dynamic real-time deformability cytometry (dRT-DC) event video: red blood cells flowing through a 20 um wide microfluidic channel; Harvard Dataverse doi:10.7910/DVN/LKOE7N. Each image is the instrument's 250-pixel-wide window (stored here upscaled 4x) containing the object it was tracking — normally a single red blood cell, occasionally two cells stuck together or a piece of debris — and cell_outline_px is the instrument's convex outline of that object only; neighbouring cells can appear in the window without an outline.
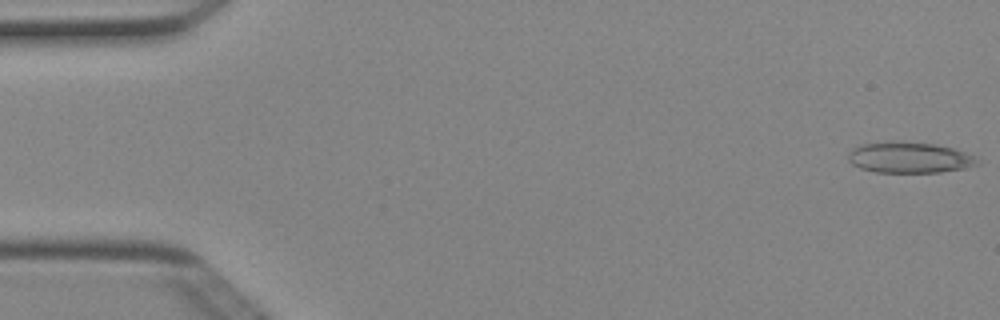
{"species": "Egyptian fruit bat (a non-hibernating species)", "species_latin": "Rousettus aegyptiacus", "temperature_condition": "cold", "stored_images_in_passage": 50, "camera_frame_rate_fps": 3000, "um_per_image_px": 0.085, "animal": {"sex": "female"}, "frame": {"image": 1, "passage_image": 1, "time_ms": 0.0, "image_size_px": [1000, 320], "cell_outline_px": [[980, 164], [964, 168], [940, 172], [876, 172], [860, 168], [852, 164], [848, 160], [848, 152], [852, 148], [860, 144], [888, 140], [900, 140], [936, 144], [952, 148], [976, 156], [980, 160]], "centroid_in_image_um": [77.28, 13.36], "position_along_channel_um": 7.7, "area_um2": 23.76}}
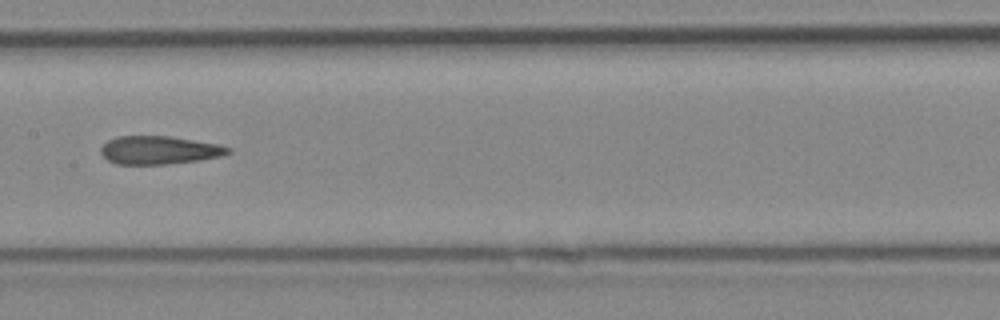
{"frame": {"image": 2, "passage_image": 25, "time_ms": 8.0, "image_size_px": [1000, 320], "cell_outline_px": [[232, 152], [220, 156], [200, 160], [168, 164], [116, 164], [108, 160], [100, 152], [100, 148], [108, 140], [116, 136], [168, 136], [220, 144], [232, 148]], "centroid_in_image_um": [13.55, 12.76], "position_along_channel_um": 193.9, "area_um2": 20.98}}
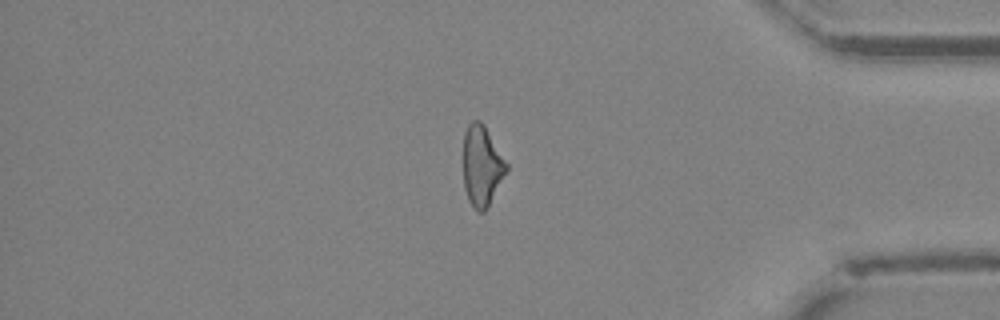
{"frame": {"image": 3, "passage_image": 42, "time_ms": 13.667, "image_size_px": [1000, 320], "cell_outline_px": [[508, 168], [484, 212], [476, 212], [468, 200], [464, 188], [464, 132], [468, 124], [472, 120], [480, 120], [484, 124], [508, 164]], "centroid_in_image_um": [40.94, 14.07], "position_along_channel_um": 394.3, "area_um2": 20.06}, "authors_computed_cell_mechanics": {"area_um2": 21.9062, "velocity_mm_per_s": 4.0286, "shape_relaxation_time_tau1_ms": null, "shape_relaxation_time_tau2_ms": 3.5085, "deformation_change_tau1": null, "deformation_change_tau2": 0.1537}}